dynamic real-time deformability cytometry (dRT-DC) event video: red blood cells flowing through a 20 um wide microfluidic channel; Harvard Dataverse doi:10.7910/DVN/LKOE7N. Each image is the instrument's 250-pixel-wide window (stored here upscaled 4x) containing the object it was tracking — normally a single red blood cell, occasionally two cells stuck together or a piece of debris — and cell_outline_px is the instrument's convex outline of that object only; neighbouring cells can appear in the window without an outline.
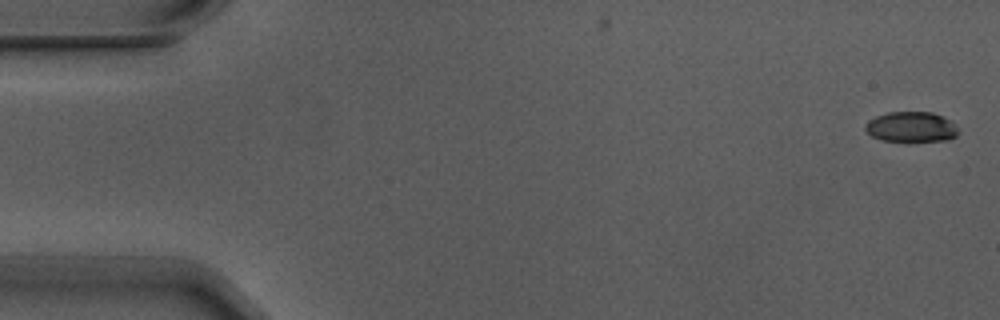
{"species": "Egyptian fruit bat (a non-hibernating species)", "species_latin": "Rousettus aegyptiacus", "temperature_condition": "warm", "stored_images_in_passage": 4, "camera_frame_rate_fps": 3000, "um_per_image_px": 0.085, "animal": {"sex": "male"}, "frame": {"image": 1, "passage_image": 1, "time_ms": 0.0, "image_size_px": [1000, 320], "cell_outline_px": [[960, 132], [956, 136], [948, 140], [908, 144], [880, 140], [872, 136], [864, 128], [864, 124], [868, 120], [876, 116], [888, 112], [932, 112], [944, 116], [952, 120]], "centroid_in_image_um": [77.48, 10.84], "position_along_channel_um": 7.5, "area_um2": 17.4}}